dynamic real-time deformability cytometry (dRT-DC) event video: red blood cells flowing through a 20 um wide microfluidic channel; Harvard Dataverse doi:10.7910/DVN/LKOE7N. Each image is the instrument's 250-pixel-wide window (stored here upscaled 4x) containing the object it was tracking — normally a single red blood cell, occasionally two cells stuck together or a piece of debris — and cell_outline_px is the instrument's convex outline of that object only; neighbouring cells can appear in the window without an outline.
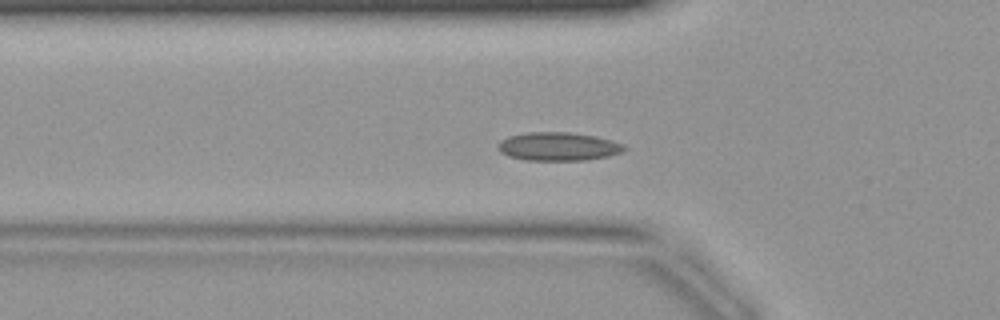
{"species": "common noctule bat (a hibernating species)", "species_latin": "Nyctalus noctula", "temperature_condition": "warm", "stored_images_in_passage": 43, "camera_frame_rate_fps": 3000, "um_per_image_px": 0.085, "animal": {"sex": "female", "body_mass_g": 19.9}, "frame": {"image": 1, "passage_image": 14, "time_ms": 4.333, "image_size_px": [1000, 320], "cell_outline_px": [[628, 148], [624, 152], [608, 156], [584, 160], [524, 160], [508, 156], [500, 152], [496, 148], [500, 140], [508, 136], [528, 132], [568, 132], [596, 136], [612, 140], [624, 144]], "centroid_in_image_um": [47.46, 12.45], "position_along_channel_um": 78.3, "area_um2": 21.15}}
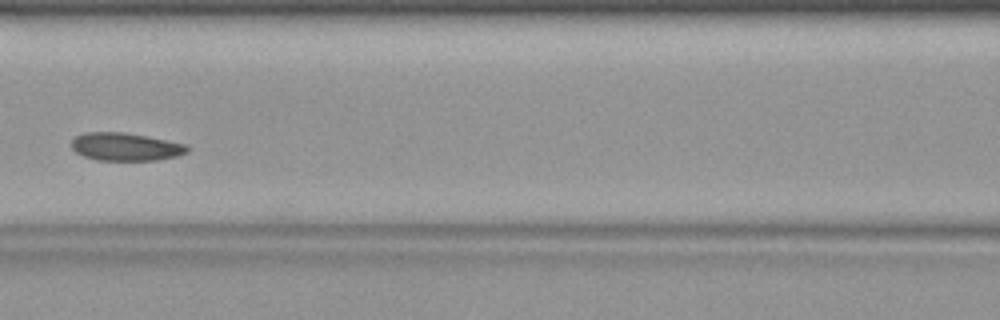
{"frame": {"image": 2, "passage_image": 19, "time_ms": 6.0, "image_size_px": [1000, 320], "cell_outline_px": [[192, 148], [188, 152], [176, 156], [156, 160], [96, 160], [84, 156], [76, 152], [72, 148], [72, 136], [84, 132], [124, 132], [148, 136], [188, 144]], "centroid_in_image_um": [10.69, 12.46], "position_along_channel_um": 155.9, "area_um2": 19.13}}
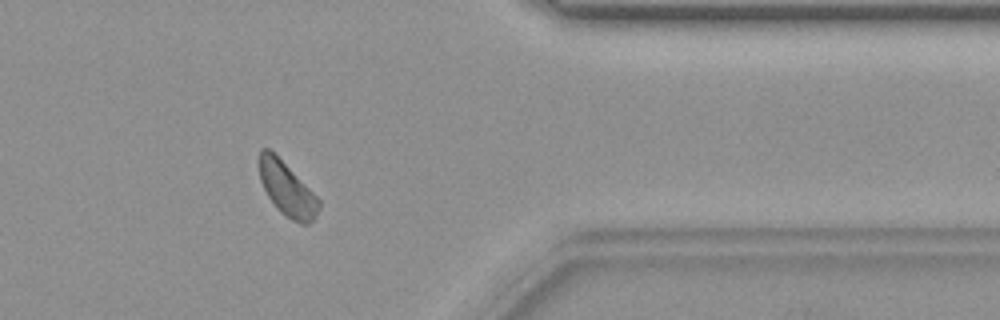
{"frame": {"image": 3, "passage_image": 35, "time_ms": 11.333, "image_size_px": [1000, 320], "cell_outline_px": [[320, 208], [316, 216], [308, 224], [300, 224], [284, 216], [280, 212], [268, 196], [260, 180], [256, 164], [256, 160], [260, 148], [268, 148], [320, 200]], "centroid_in_image_um": [24.33, 16.07], "position_along_channel_um": 387.1, "area_um2": 18.55}}